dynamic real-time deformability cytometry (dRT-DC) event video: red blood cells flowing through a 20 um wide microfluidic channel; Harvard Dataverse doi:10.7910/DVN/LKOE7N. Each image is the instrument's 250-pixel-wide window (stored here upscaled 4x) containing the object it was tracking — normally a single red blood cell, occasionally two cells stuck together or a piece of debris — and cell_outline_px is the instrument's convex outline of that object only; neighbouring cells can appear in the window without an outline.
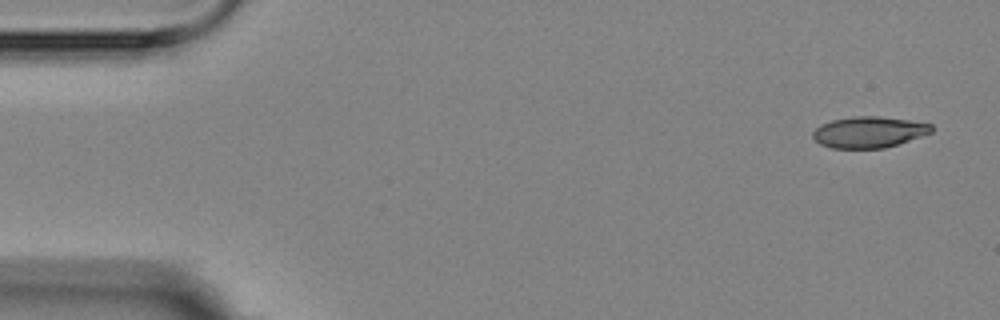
{"species": "Egyptian fruit bat (a non-hibernating species)", "species_latin": "Rousettus aegyptiacus", "temperature_condition": "room temperature", "stored_images_in_passage": 3, "camera_frame_rate_fps": 3000, "um_per_image_px": 0.085, "animal": {"sex": "female"}, "frame": {"image": 1, "passage_image": 1, "time_ms": 0.0, "image_size_px": [1000, 320], "cell_outline_px": [[932, 132], [884, 148], [832, 148], [820, 144], [812, 136], [812, 132], [820, 124], [832, 120], [852, 116], [880, 116], [908, 120], [932, 124]], "centroid_in_image_um": [73.82, 11.22], "position_along_channel_um": 11.2, "area_um2": 21.39}}